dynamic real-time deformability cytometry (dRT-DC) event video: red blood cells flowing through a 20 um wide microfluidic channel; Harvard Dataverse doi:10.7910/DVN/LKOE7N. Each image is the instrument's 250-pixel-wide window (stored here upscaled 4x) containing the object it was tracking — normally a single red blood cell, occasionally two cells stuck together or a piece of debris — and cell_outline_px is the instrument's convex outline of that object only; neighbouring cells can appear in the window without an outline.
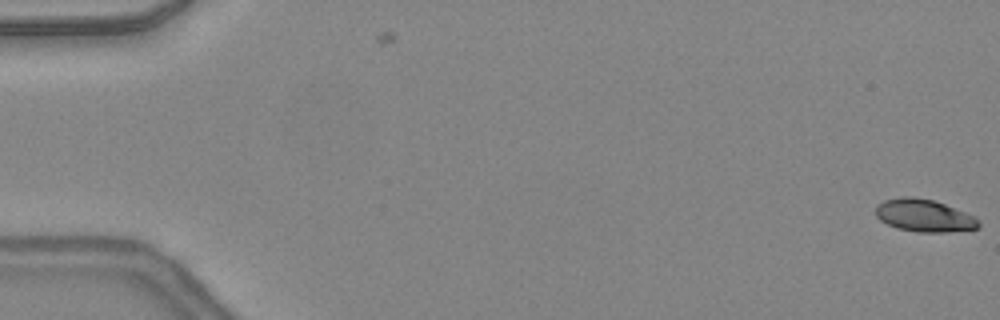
{"species": "common noctule bat (a hibernating species)", "species_latin": "Nyctalus noctula", "temperature_condition": "warm", "stored_images_in_passage": 2, "camera_frame_rate_fps": 3000, "um_per_image_px": 0.085, "animal": {"sex": "female", "body_mass_g": 24.6, "forearm_length_mm": 56.2}, "frame": {"image": 1, "passage_image": 2, "time_ms": 0.333, "image_size_px": [1000, 320], "cell_outline_px": [[980, 228], [944, 232], [916, 232], [896, 228], [880, 220], [876, 216], [876, 204], [884, 200], [904, 196], [912, 196], [932, 200], [944, 204], [976, 216], [980, 224]], "centroid_in_image_um": [78.54, 18.32], "position_along_channel_um": 6.5, "area_um2": 19.54}}